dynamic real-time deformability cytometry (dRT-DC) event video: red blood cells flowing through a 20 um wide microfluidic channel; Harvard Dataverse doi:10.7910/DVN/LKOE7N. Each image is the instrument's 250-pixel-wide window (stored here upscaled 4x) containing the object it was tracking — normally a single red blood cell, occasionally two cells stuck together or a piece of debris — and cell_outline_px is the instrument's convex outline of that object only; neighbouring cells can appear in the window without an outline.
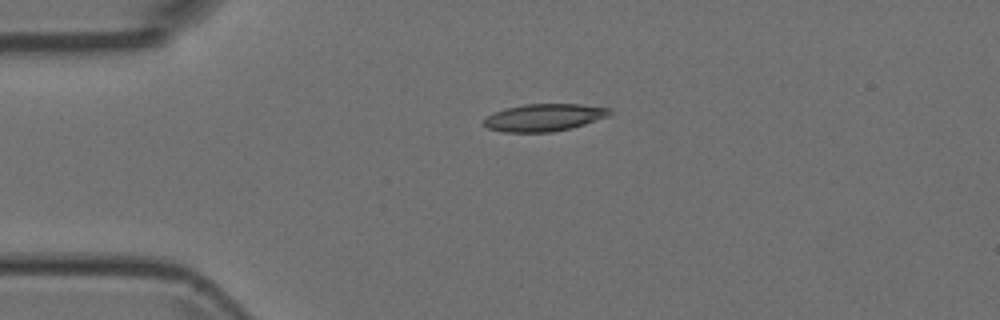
{"species": "Egyptian fruit bat (a non-hibernating species)", "species_latin": "Rousettus aegyptiacus", "temperature_condition": "room temperature", "stored_images_in_passage": 2, "camera_frame_rate_fps": 3000, "um_per_image_px": 0.085, "animal": {"sex": "female"}, "frame": {"image": 1, "passage_image": 1, "time_ms": 0.0, "image_size_px": [1000, 320], "cell_outline_px": [[616, 112], [608, 116], [572, 128], [552, 132], [504, 132], [488, 128], [484, 124], [484, 120], [488, 116], [496, 112], [508, 108], [524, 104], [580, 104], [612, 108]], "centroid_in_image_um": [46.33, 9.98], "position_along_channel_um": 38.7, "area_um2": 20.0}}